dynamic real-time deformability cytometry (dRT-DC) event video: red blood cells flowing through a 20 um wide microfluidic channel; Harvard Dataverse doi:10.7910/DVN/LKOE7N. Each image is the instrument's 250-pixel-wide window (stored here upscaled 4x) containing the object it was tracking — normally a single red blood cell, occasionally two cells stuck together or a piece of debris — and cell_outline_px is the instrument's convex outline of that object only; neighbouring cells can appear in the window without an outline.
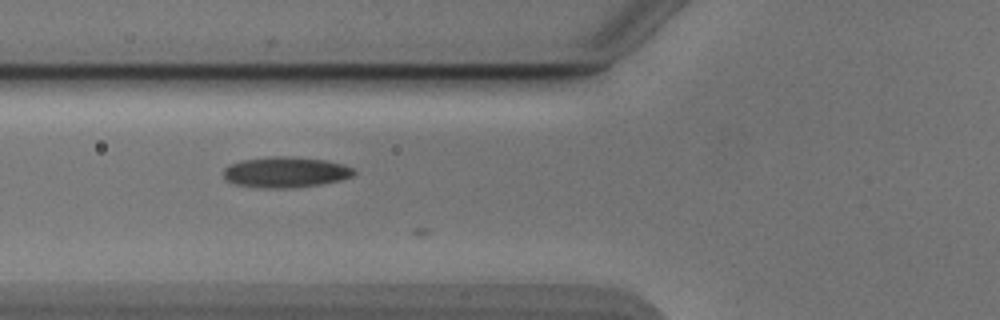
{"species": "Egyptian fruit bat (a non-hibernating species)", "species_latin": "Rousettus aegyptiacus", "temperature_condition": "cold", "stored_images_in_passage": 13, "camera_frame_rate_fps": 3000, "um_per_image_px": 0.085, "animal": {"sex": "male"}, "frame": {"image": 1, "passage_image": 6, "time_ms": 1.667, "image_size_px": [1000, 320], "cell_outline_px": [[356, 172], [352, 176], [340, 180], [320, 184], [292, 188], [260, 188], [236, 184], [224, 180], [224, 168], [228, 164], [244, 160], [276, 156], [324, 160], [344, 164], [352, 168]], "centroid_in_image_um": [24.25, 14.65], "position_along_channel_um": 101.6, "area_um2": 23.12}}
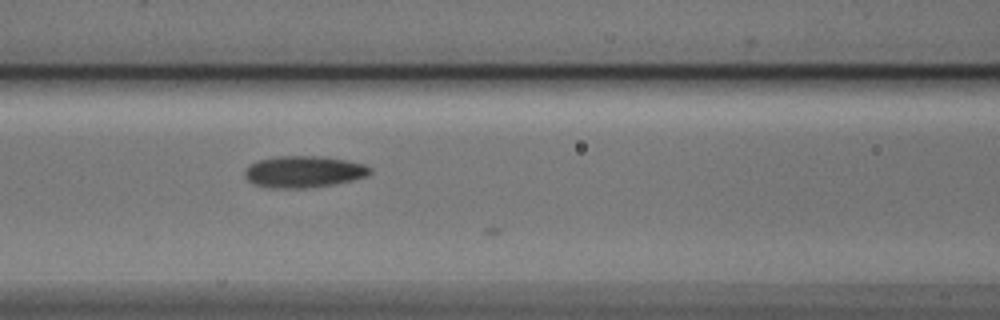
{"frame": {"image": 2, "passage_image": 9, "time_ms": 2.667, "image_size_px": [1000, 320], "cell_outline_px": [[372, 172], [368, 176], [352, 180], [332, 184], [304, 188], [272, 188], [256, 184], [248, 180], [244, 176], [244, 172], [248, 164], [256, 160], [276, 156], [320, 156], [344, 160], [364, 164], [372, 168]], "centroid_in_image_um": [25.79, 14.58], "position_along_channel_um": 140.8, "area_um2": 23.12}}
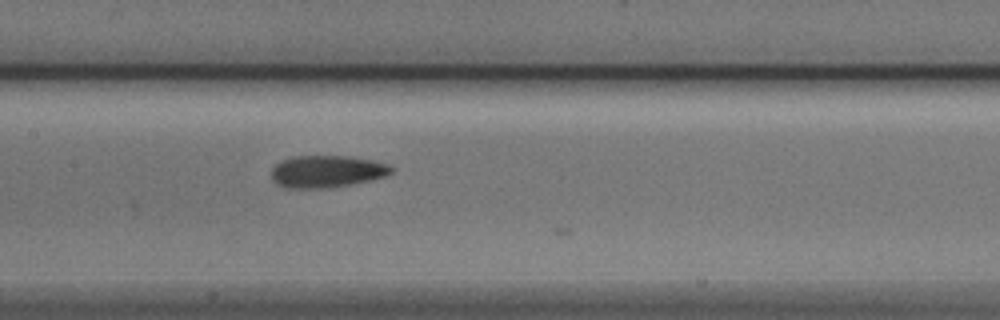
{"frame": {"image": 3, "passage_image": 12, "time_ms": 3.667, "image_size_px": [1000, 320], "cell_outline_px": [[392, 172], [384, 176], [368, 180], [328, 188], [284, 188], [276, 184], [272, 180], [272, 168], [276, 164], [284, 160], [296, 156], [348, 156], [372, 160], [388, 164], [392, 168]], "centroid_in_image_um": [27.74, 14.57], "position_along_channel_um": 179.7, "area_um2": 22.2}}